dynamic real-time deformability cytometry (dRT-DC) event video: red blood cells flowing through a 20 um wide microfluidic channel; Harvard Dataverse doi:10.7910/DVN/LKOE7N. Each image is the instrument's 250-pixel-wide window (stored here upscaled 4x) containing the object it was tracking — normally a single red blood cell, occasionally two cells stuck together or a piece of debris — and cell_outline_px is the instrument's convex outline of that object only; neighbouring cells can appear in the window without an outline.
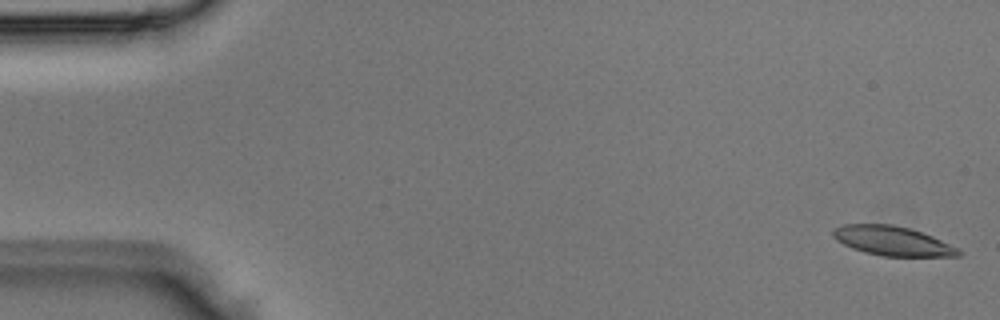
{"species": "Egyptian fruit bat (a non-hibernating species)", "species_latin": "Rousettus aegyptiacus", "temperature_condition": "room temperature", "stored_images_in_passage": 5, "segment_of_instrument_passage": [1, 2], "camera_frame_rate_fps": 3000, "um_per_image_px": 0.085, "animal": {"sex": "male"}, "frame": {"image": 1, "passage_image": 1, "time_ms": 0.0, "image_size_px": [1000, 320], "cell_outline_px": [[964, 252], [960, 256], [880, 256], [864, 252], [852, 248], [836, 240], [832, 236], [832, 232], [836, 228], [844, 224], [892, 224], [908, 228], [932, 236], [960, 248]], "centroid_in_image_um": [75.89, 20.49], "position_along_channel_um": 9.1, "area_um2": 21.5}}